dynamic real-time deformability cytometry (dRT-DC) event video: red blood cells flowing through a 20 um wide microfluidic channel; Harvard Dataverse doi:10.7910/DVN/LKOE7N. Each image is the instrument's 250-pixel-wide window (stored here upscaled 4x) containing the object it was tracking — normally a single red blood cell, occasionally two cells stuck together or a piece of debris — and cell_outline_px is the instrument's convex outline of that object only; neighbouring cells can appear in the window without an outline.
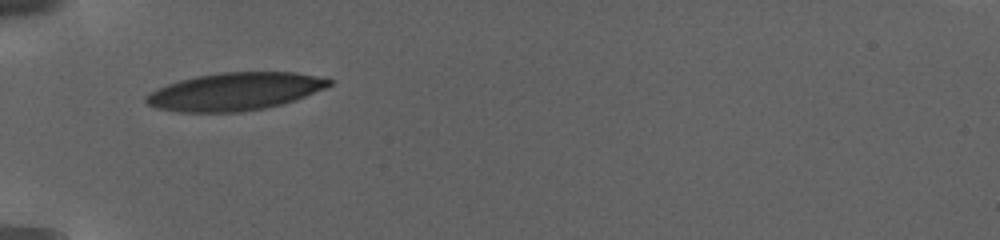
{"species": "human", "species_latin": "Homo sapiens", "temperature_condition": "warm", "stored_images_in_passage": 70, "camera_frame_rate_fps": 3000, "um_per_image_px": 0.085, "donor": {"sex": "female"}, "frame": {"image": 1, "passage_image": 1, "time_ms": 0.0, "image_size_px": [1000, 240], "cell_outline_px": [[332, 84], [324, 88], [304, 96], [280, 104], [264, 108], [240, 112], [180, 112], [156, 108], [148, 104], [144, 100], [144, 96], [168, 84], [180, 80], [196, 76], [220, 72], [296, 72], [316, 76], [332, 80]], "centroid_in_image_um": [19.94, 7.78], "position_along_channel_um": 65.1, "area_um2": 39.82}}
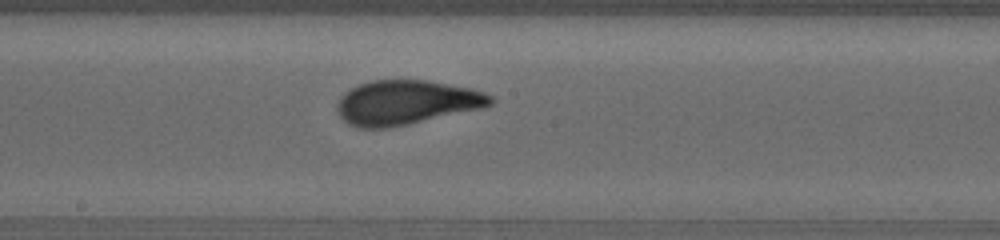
{"frame": {"image": 2, "passage_image": 30, "time_ms": 5.333, "image_size_px": [1000, 240], "cell_outline_px": [[496, 100], [492, 104], [484, 108], [408, 124], [388, 128], [360, 128], [348, 124], [340, 116], [336, 108], [336, 104], [340, 96], [344, 92], [360, 84], [372, 80], [424, 80], [472, 88], [484, 92], [492, 96]], "centroid_in_image_um": [34.54, 8.71], "position_along_channel_um": 213.7, "area_um2": 39.82}}
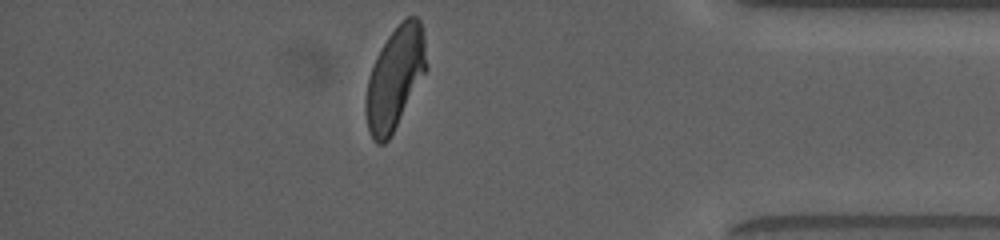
{"frame": {"image": 3, "passage_image": 67, "time_ms": 12.667, "image_size_px": [1000, 240], "cell_outline_px": [[424, 72], [388, 140], [384, 144], [376, 144], [372, 140], [368, 128], [364, 112], [364, 100], [368, 76], [388, 36], [408, 16], [416, 16], [420, 20], [424, 36]], "centroid_in_image_um": [33.5, 6.69], "position_along_channel_um": 401.7, "area_um2": 34.8}, "authors_computed_cell_mechanics": {"area_um2": 39.015, "velocity_mm_per_s": 2.9222, "shape_relaxation_time_tau1_ms": 5.1916, "shape_relaxation_time_tau2_ms": null, "deformation_change_tau1": 0.2002, "deformation_change_tau2": null}}